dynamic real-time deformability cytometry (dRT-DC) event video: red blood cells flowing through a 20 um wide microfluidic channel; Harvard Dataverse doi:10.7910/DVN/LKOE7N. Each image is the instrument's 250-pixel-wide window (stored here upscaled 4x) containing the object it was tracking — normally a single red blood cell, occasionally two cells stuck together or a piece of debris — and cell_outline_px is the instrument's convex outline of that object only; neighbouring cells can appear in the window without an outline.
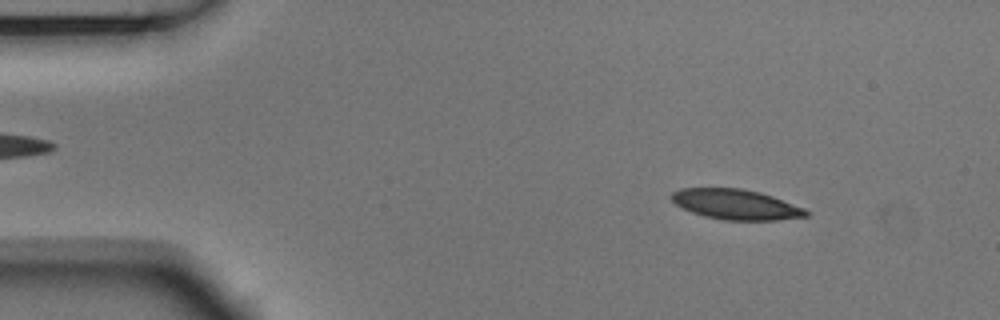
{"species": "Egyptian fruit bat (a non-hibernating species)", "species_latin": "Rousettus aegyptiacus", "temperature_condition": "room temperature", "stored_images_in_passage": 4, "camera_frame_rate_fps": 3000, "um_per_image_px": 0.085, "animal": {"sex": "male"}, "frame": {"image": 1, "passage_image": 1, "time_ms": 0.0, "image_size_px": [1000, 320], "cell_outline_px": [[808, 216], [776, 220], [724, 220], [704, 216], [692, 212], [676, 204], [668, 196], [672, 192], [680, 188], [740, 188], [760, 192], [772, 196], [804, 208], [808, 212]], "centroid_in_image_um": [62.52, 17.37], "position_along_channel_um": 22.5, "area_um2": 23.58}}
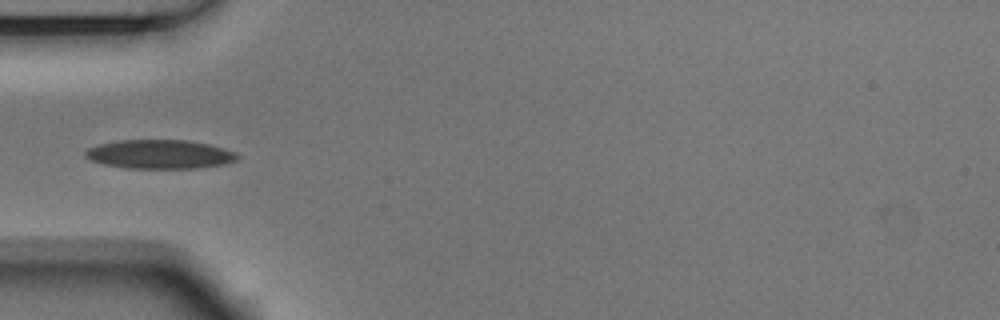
{"frame": {"image": 2, "passage_image": 4, "time_ms": 1.0, "image_size_px": [1000, 320], "cell_outline_px": [[240, 156], [236, 160], [224, 164], [196, 168], [128, 168], [104, 164], [92, 160], [84, 156], [84, 152], [88, 148], [100, 144], [120, 140], [188, 140], [208, 144], [224, 148], [236, 152]], "centroid_in_image_um": [13.6, 13.11], "position_along_channel_um": 71.4, "area_um2": 25.55}}